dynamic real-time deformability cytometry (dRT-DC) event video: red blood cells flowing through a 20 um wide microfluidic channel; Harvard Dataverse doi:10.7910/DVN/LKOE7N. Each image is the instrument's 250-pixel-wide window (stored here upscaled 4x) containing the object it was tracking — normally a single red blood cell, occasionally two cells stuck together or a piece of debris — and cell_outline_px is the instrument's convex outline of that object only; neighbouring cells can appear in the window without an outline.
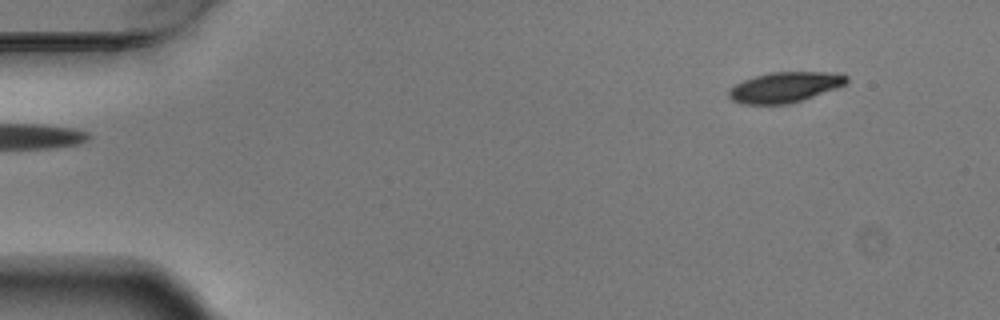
{"species": "Egyptian fruit bat (a non-hibernating species)", "species_latin": "Rousettus aegyptiacus", "temperature_condition": "warm", "stored_images_in_passage": 4, "segment_of_instrument_passage": [2, 2], "camera_frame_rate_fps": 3000, "um_per_image_px": 0.085, "animal": {"sex": "male"}, "frame": {"image": 1, "passage_image": 4, "time_ms": 1.0, "image_size_px": [1000, 320], "cell_outline_px": [[848, 80], [844, 84], [836, 88], [788, 104], [740, 104], [732, 100], [728, 96], [728, 92], [736, 84], [744, 80], [756, 76], [772, 72], [824, 72], [848, 76]], "centroid_in_image_um": [66.67, 7.42], "position_along_channel_um": 18.3, "area_um2": 20.4}}